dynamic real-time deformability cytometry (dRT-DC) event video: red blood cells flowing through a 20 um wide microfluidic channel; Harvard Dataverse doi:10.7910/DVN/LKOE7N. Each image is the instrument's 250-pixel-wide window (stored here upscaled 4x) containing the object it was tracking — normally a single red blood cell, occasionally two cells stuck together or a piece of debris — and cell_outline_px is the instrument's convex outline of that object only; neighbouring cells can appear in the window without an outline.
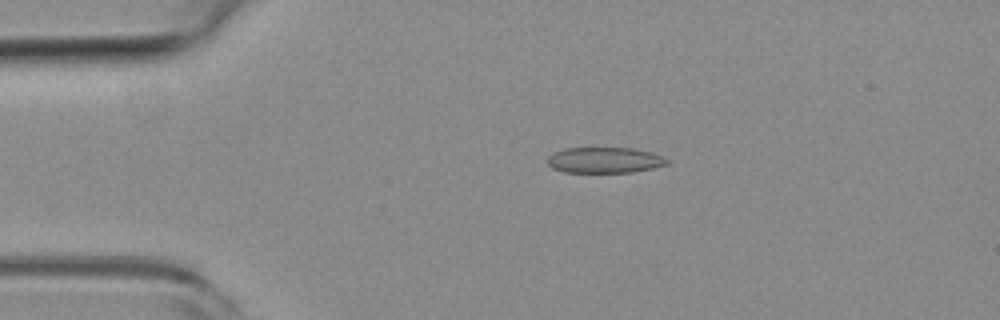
{"species": "common noctule bat (a hibernating species)", "species_latin": "Nyctalus noctula", "temperature_condition": "room temperature", "stored_images_in_passage": 52, "camera_frame_rate_fps": 3000, "um_per_image_px": 0.085, "animal": {"sex": "female", "body_mass_g": 19.3, "forearm_length_mm": 54.1}, "frame": {"image": 1, "passage_image": 10, "time_ms": 3.0, "image_size_px": [1000, 320], "cell_outline_px": [[672, 164], [632, 172], [564, 172], [552, 168], [548, 164], [548, 156], [552, 152], [564, 148], [632, 148], [652, 152], [668, 160]], "centroid_in_image_um": [51.39, 13.61], "position_along_channel_um": 33.6, "area_um2": 18.03}}
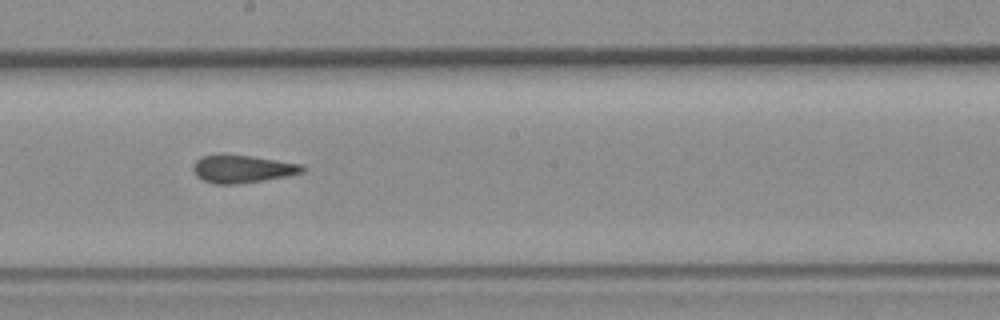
{"frame": {"image": 2, "passage_image": 28, "time_ms": 9.0, "image_size_px": [1000, 320], "cell_outline_px": [[308, 168], [304, 172], [288, 176], [264, 180], [236, 184], [216, 184], [204, 180], [196, 176], [192, 168], [192, 164], [200, 156], [252, 156], [304, 164]], "centroid_in_image_um": [20.66, 14.37], "position_along_channel_um": 227.5, "area_um2": 17.57}}
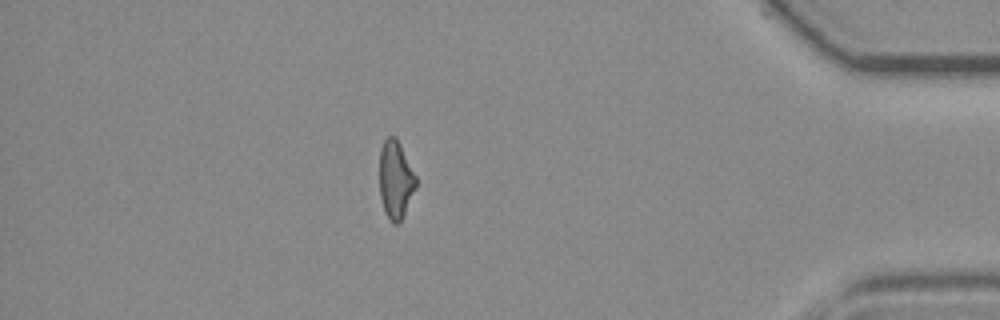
{"frame": {"image": 3, "passage_image": 45, "time_ms": 14.667, "image_size_px": [1000, 320], "cell_outline_px": [[416, 188], [400, 224], [392, 224], [388, 220], [384, 212], [380, 196], [380, 148], [384, 140], [388, 136], [396, 136], [416, 176]], "centroid_in_image_um": [33.62, 15.31], "position_along_channel_um": 401.6, "area_um2": 16.76}, "authors_computed_cell_mechanics": {"area_um2": 17.7735, "velocity_mm_per_s": 3.8759, "shape_relaxation_time_tau1_ms": null, "shape_relaxation_time_tau2_ms": 2.6349, "deformation_change_tau1": null, "deformation_change_tau2": 0.1155}}